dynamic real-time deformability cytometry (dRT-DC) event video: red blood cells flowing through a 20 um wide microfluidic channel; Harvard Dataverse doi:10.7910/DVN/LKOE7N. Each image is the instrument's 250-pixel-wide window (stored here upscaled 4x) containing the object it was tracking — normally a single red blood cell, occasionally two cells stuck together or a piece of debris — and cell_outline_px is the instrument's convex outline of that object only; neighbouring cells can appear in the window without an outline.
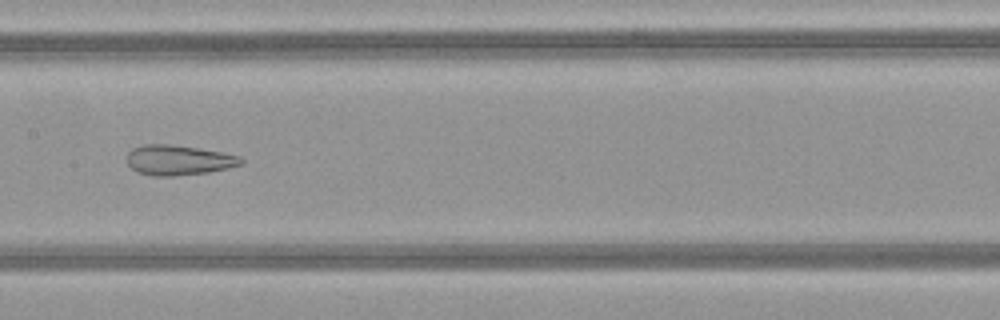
{"species": "common noctule bat (a hibernating species)", "species_latin": "Nyctalus noctula", "temperature_condition": "warm", "stored_images_in_passage": 49, "camera_frame_rate_fps": 3000, "um_per_image_px": 0.085, "animal": {"sex": "female", "body_mass_g": 21.9}, "frame": {"image": 1, "passage_image": 25, "time_ms": 8.0, "image_size_px": [1000, 320], "cell_outline_px": [[244, 164], [228, 168], [208, 172], [172, 176], [152, 176], [136, 172], [128, 164], [128, 152], [132, 148], [144, 144], [168, 144], [200, 148], [240, 156], [244, 160]], "centroid_in_image_um": [15.18, 13.61], "position_along_channel_um": 192.2, "area_um2": 20.06}}
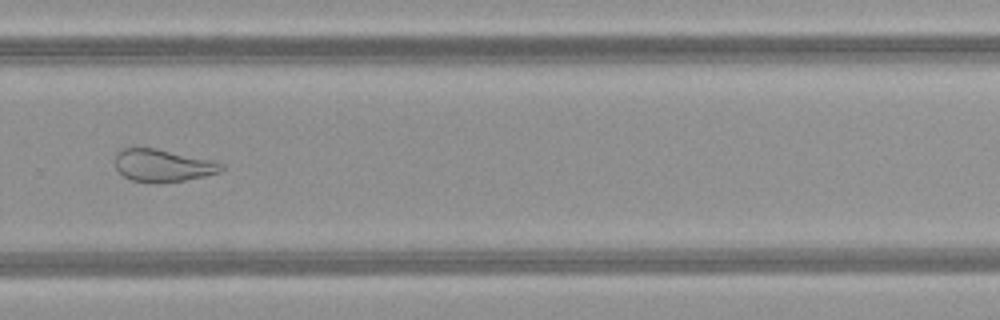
{"frame": {"image": 2, "passage_image": 34, "time_ms": 11.0, "image_size_px": [1000, 320], "cell_outline_px": [[224, 168], [220, 172], [204, 176], [184, 180], [160, 184], [152, 184], [132, 180], [124, 176], [116, 168], [116, 152], [124, 148], [156, 148], [208, 160], [224, 164]], "centroid_in_image_um": [13.81, 14.09], "position_along_channel_um": 316.0, "area_um2": 20.0}}
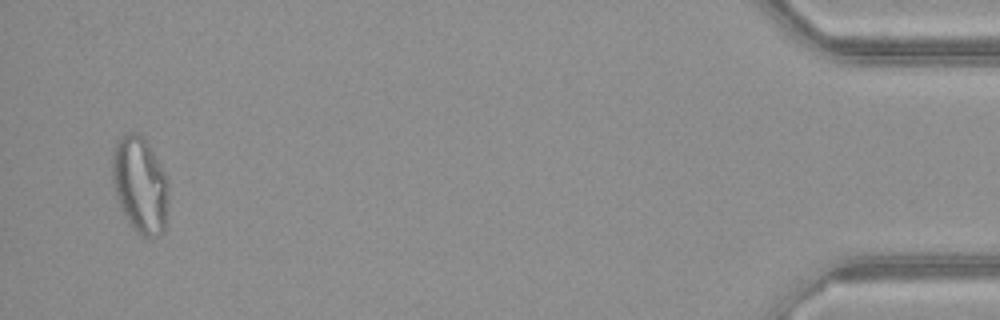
{"frame": {"image": 3, "passage_image": 48, "time_ms": 15.667, "image_size_px": [1000, 320], "cell_outline_px": [[168, 200], [164, 232], [160, 236], [152, 240], [148, 240], [140, 236], [136, 232], [124, 216], [116, 196], [112, 184], [112, 152], [120, 136], [124, 132], [136, 132], [148, 144], [168, 176]], "centroid_in_image_um": [11.91, 15.77], "position_along_channel_um": 423.3, "area_um2": 32.31}, "authors_computed_cell_mechanics": {"area_um2": 27.166, "velocity_mm_per_s": 4.154, "shape_relaxation_time_tau1_ms": null, "shape_relaxation_time_tau2_ms": 1.6791, "deformation_change_tau1": null, "deformation_change_tau2": 0.1004}}